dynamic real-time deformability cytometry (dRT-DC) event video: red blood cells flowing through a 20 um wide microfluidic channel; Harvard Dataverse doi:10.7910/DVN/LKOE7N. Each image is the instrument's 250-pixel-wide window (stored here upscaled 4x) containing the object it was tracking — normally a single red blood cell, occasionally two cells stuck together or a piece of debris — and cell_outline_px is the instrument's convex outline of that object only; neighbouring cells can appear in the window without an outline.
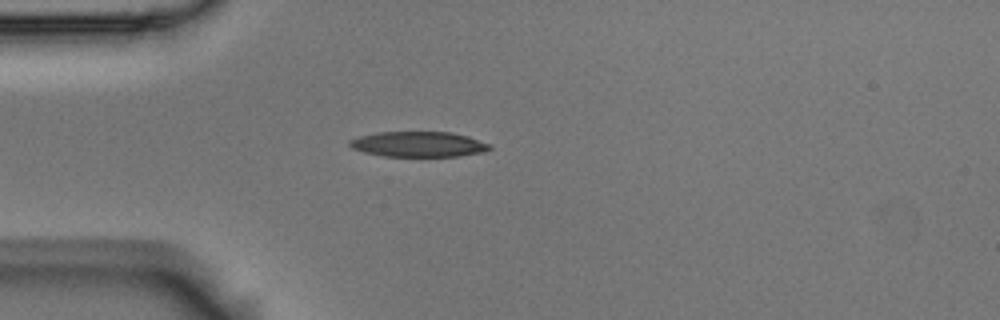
{"species": "Egyptian fruit bat (a non-hibernating species)", "species_latin": "Rousettus aegyptiacus", "temperature_condition": "room temperature", "stored_images_in_passage": 3, "camera_frame_rate_fps": 3000, "um_per_image_px": 0.085, "animal": {"sex": "male"}, "frame": {"image": 1, "passage_image": 3, "time_ms": 0.667, "image_size_px": [1000, 320], "cell_outline_px": [[492, 148], [484, 152], [460, 156], [384, 156], [364, 152], [352, 148], [348, 144], [348, 140], [360, 136], [376, 132], [452, 132], [468, 136], [488, 144]], "centroid_in_image_um": [35.55, 12.26], "position_along_channel_um": 49.4, "area_um2": 20.63}}